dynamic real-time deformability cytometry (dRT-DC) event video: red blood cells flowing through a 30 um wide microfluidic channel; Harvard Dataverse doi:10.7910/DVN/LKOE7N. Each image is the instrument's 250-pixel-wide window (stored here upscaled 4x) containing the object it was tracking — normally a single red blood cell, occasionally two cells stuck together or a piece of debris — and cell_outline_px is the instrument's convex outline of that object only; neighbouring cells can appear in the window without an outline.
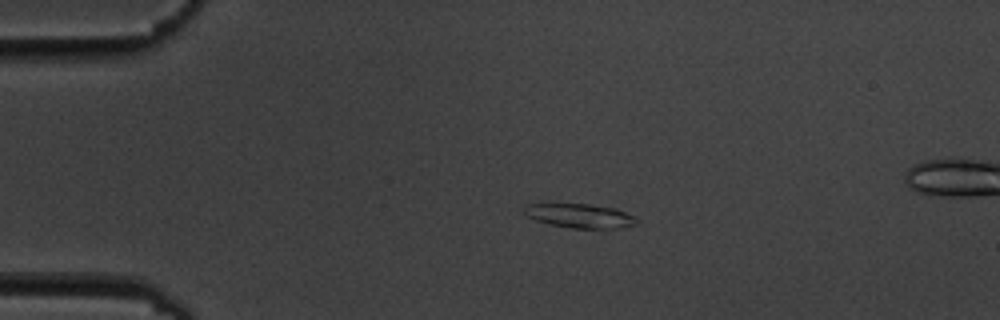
{"species": "common noctule bat (a hibernating species)", "species_latin": "Nyctalus noctula", "temperature_condition": "cold", "stored_images_in_passage": 3, "camera_frame_rate_fps": 3000, "um_per_image_px": 0.085, "animal": {"sex": "male", "body_mass_g": 19.5, "forearm_length_mm": 54.6}, "frame": {"image": 1, "passage_image": 1, "time_ms": 0.0, "image_size_px": [1000, 320], "cell_outline_px": [[636, 224], [616, 228], [572, 228], [552, 224], [536, 220], [528, 216], [524, 212], [524, 208], [528, 204], [588, 204], [616, 208], [632, 216], [636, 220]], "centroid_in_image_um": [49.28, 18.34], "position_along_channel_um": 35.7, "area_um2": 15.37}}